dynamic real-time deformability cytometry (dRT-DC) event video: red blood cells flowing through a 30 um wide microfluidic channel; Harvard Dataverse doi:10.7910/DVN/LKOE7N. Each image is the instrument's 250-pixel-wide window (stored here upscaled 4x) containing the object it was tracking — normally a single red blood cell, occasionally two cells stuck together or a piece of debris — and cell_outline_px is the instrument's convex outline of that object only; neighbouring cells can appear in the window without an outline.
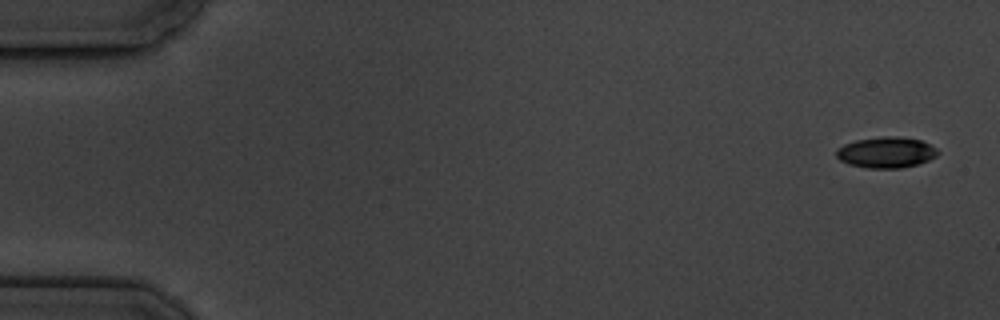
{"species": "common noctule bat (a hibernating species)", "species_latin": "Nyctalus noctula", "temperature_condition": "cold", "stored_images_in_passage": 6, "camera_frame_rate_fps": 3000, "um_per_image_px": 0.085, "animal": {"sex": "male", "body_mass_g": 19.5, "forearm_length_mm": 54.6}, "frame": {"image": 1, "passage_image": 1, "time_ms": 0.0, "image_size_px": [1000, 320], "cell_outline_px": [[940, 152], [936, 156], [928, 160], [916, 164], [900, 168], [864, 168], [848, 164], [840, 160], [836, 156], [836, 148], [844, 144], [856, 140], [884, 136], [900, 136], [920, 140], [936, 148]], "centroid_in_image_um": [75.3, 12.95], "position_along_channel_um": 9.7, "area_um2": 18.32}}